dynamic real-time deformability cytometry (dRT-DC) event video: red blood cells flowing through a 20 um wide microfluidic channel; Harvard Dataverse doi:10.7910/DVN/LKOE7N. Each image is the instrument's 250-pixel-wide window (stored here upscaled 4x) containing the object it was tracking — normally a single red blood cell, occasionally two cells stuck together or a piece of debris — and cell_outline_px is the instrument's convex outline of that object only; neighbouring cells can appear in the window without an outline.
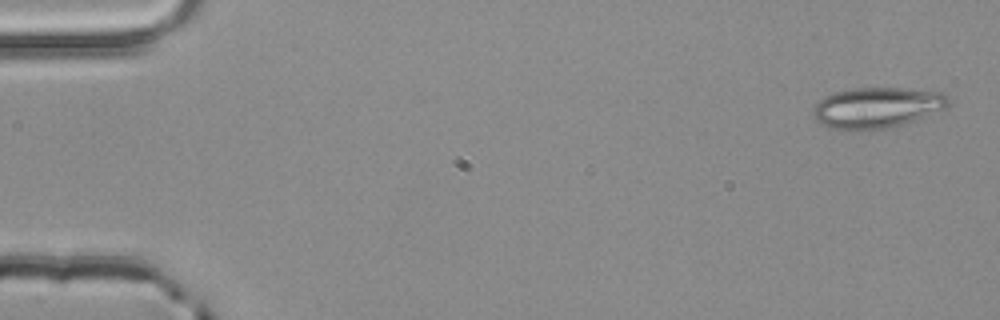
{"species": "common noctule bat (a hibernating species)", "species_latin": "Nyctalus noctula", "temperature_condition": "room temperature", "stored_images_in_passage": 4, "camera_frame_rate_fps": 3000, "um_per_image_px": 0.085, "animal": {"sex": "male", "body_mass_g": 20.4}, "frame": {"image": 1, "passage_image": 1, "time_ms": 0.0, "image_size_px": [1000, 320], "cell_outline_px": [[952, 100], [944, 108], [924, 116], [888, 128], [856, 132], [848, 132], [828, 128], [820, 124], [812, 116], [812, 108], [824, 96], [836, 92], [852, 88], [904, 88], [940, 92], [948, 96]], "centroid_in_image_um": [74.45, 9.17], "position_along_channel_um": 10.5, "area_um2": 32.48}}